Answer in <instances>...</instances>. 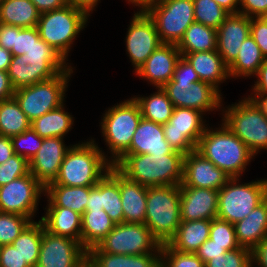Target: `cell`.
<instances>
[{"instance_id": "cell-1", "label": "cell", "mask_w": 267, "mask_h": 267, "mask_svg": "<svg viewBox=\"0 0 267 267\" xmlns=\"http://www.w3.org/2000/svg\"><path fill=\"white\" fill-rule=\"evenodd\" d=\"M184 155L172 151L166 155L122 154L112 165L126 178L141 185H180Z\"/></svg>"}, {"instance_id": "cell-2", "label": "cell", "mask_w": 267, "mask_h": 267, "mask_svg": "<svg viewBox=\"0 0 267 267\" xmlns=\"http://www.w3.org/2000/svg\"><path fill=\"white\" fill-rule=\"evenodd\" d=\"M94 142L91 139L71 146L65 154L57 179L49 185L95 186L113 165Z\"/></svg>"}, {"instance_id": "cell-3", "label": "cell", "mask_w": 267, "mask_h": 267, "mask_svg": "<svg viewBox=\"0 0 267 267\" xmlns=\"http://www.w3.org/2000/svg\"><path fill=\"white\" fill-rule=\"evenodd\" d=\"M68 67L66 60L39 38L24 55L12 56L7 72L16 90L52 79Z\"/></svg>"}, {"instance_id": "cell-4", "label": "cell", "mask_w": 267, "mask_h": 267, "mask_svg": "<svg viewBox=\"0 0 267 267\" xmlns=\"http://www.w3.org/2000/svg\"><path fill=\"white\" fill-rule=\"evenodd\" d=\"M196 151L230 178H239L254 157L248 147L224 123L218 130L206 127Z\"/></svg>"}, {"instance_id": "cell-5", "label": "cell", "mask_w": 267, "mask_h": 267, "mask_svg": "<svg viewBox=\"0 0 267 267\" xmlns=\"http://www.w3.org/2000/svg\"><path fill=\"white\" fill-rule=\"evenodd\" d=\"M180 197L179 185L147 187L145 224L161 245L168 243L180 226Z\"/></svg>"}, {"instance_id": "cell-6", "label": "cell", "mask_w": 267, "mask_h": 267, "mask_svg": "<svg viewBox=\"0 0 267 267\" xmlns=\"http://www.w3.org/2000/svg\"><path fill=\"white\" fill-rule=\"evenodd\" d=\"M89 16L70 4L41 13L37 24L40 38L66 60L71 44L87 24Z\"/></svg>"}, {"instance_id": "cell-7", "label": "cell", "mask_w": 267, "mask_h": 267, "mask_svg": "<svg viewBox=\"0 0 267 267\" xmlns=\"http://www.w3.org/2000/svg\"><path fill=\"white\" fill-rule=\"evenodd\" d=\"M239 178H229L218 191L217 218L235 224L267 198V179L238 184Z\"/></svg>"}, {"instance_id": "cell-8", "label": "cell", "mask_w": 267, "mask_h": 267, "mask_svg": "<svg viewBox=\"0 0 267 267\" xmlns=\"http://www.w3.org/2000/svg\"><path fill=\"white\" fill-rule=\"evenodd\" d=\"M72 69L69 66L52 79L15 90L13 97L30 122L63 104Z\"/></svg>"}, {"instance_id": "cell-9", "label": "cell", "mask_w": 267, "mask_h": 267, "mask_svg": "<svg viewBox=\"0 0 267 267\" xmlns=\"http://www.w3.org/2000/svg\"><path fill=\"white\" fill-rule=\"evenodd\" d=\"M138 103L128 99L108 109L101 122V130L111 151L113 164L131 145L133 134L141 121Z\"/></svg>"}, {"instance_id": "cell-10", "label": "cell", "mask_w": 267, "mask_h": 267, "mask_svg": "<svg viewBox=\"0 0 267 267\" xmlns=\"http://www.w3.org/2000/svg\"><path fill=\"white\" fill-rule=\"evenodd\" d=\"M223 123L255 155L267 150V117L259 112L246 98L232 104L224 111Z\"/></svg>"}, {"instance_id": "cell-11", "label": "cell", "mask_w": 267, "mask_h": 267, "mask_svg": "<svg viewBox=\"0 0 267 267\" xmlns=\"http://www.w3.org/2000/svg\"><path fill=\"white\" fill-rule=\"evenodd\" d=\"M146 12L154 21L162 43L178 45L186 29L195 22L193 0H162Z\"/></svg>"}, {"instance_id": "cell-12", "label": "cell", "mask_w": 267, "mask_h": 267, "mask_svg": "<svg viewBox=\"0 0 267 267\" xmlns=\"http://www.w3.org/2000/svg\"><path fill=\"white\" fill-rule=\"evenodd\" d=\"M96 247L106 253L139 255L152 251L159 254L161 244L145 223H119Z\"/></svg>"}, {"instance_id": "cell-13", "label": "cell", "mask_w": 267, "mask_h": 267, "mask_svg": "<svg viewBox=\"0 0 267 267\" xmlns=\"http://www.w3.org/2000/svg\"><path fill=\"white\" fill-rule=\"evenodd\" d=\"M201 111L174 107L169 121L163 124L166 141L177 152L187 155L196 150V146L205 131Z\"/></svg>"}, {"instance_id": "cell-14", "label": "cell", "mask_w": 267, "mask_h": 267, "mask_svg": "<svg viewBox=\"0 0 267 267\" xmlns=\"http://www.w3.org/2000/svg\"><path fill=\"white\" fill-rule=\"evenodd\" d=\"M45 188L31 174L0 186V212L32 218Z\"/></svg>"}, {"instance_id": "cell-15", "label": "cell", "mask_w": 267, "mask_h": 267, "mask_svg": "<svg viewBox=\"0 0 267 267\" xmlns=\"http://www.w3.org/2000/svg\"><path fill=\"white\" fill-rule=\"evenodd\" d=\"M87 251L80 242L50 233L42 223V238L36 267H84Z\"/></svg>"}, {"instance_id": "cell-16", "label": "cell", "mask_w": 267, "mask_h": 267, "mask_svg": "<svg viewBox=\"0 0 267 267\" xmlns=\"http://www.w3.org/2000/svg\"><path fill=\"white\" fill-rule=\"evenodd\" d=\"M162 88L174 107L195 109L204 114L222 106L220 90L203 81L184 83L170 80Z\"/></svg>"}, {"instance_id": "cell-17", "label": "cell", "mask_w": 267, "mask_h": 267, "mask_svg": "<svg viewBox=\"0 0 267 267\" xmlns=\"http://www.w3.org/2000/svg\"><path fill=\"white\" fill-rule=\"evenodd\" d=\"M161 43L155 23L147 12L135 13L126 37V50L135 71Z\"/></svg>"}, {"instance_id": "cell-18", "label": "cell", "mask_w": 267, "mask_h": 267, "mask_svg": "<svg viewBox=\"0 0 267 267\" xmlns=\"http://www.w3.org/2000/svg\"><path fill=\"white\" fill-rule=\"evenodd\" d=\"M230 177L196 150L184 155L183 179L179 186L220 190Z\"/></svg>"}, {"instance_id": "cell-19", "label": "cell", "mask_w": 267, "mask_h": 267, "mask_svg": "<svg viewBox=\"0 0 267 267\" xmlns=\"http://www.w3.org/2000/svg\"><path fill=\"white\" fill-rule=\"evenodd\" d=\"M63 138H44L42 146L29 161L30 173L46 188L54 183L60 171L65 154L70 147H65Z\"/></svg>"}, {"instance_id": "cell-20", "label": "cell", "mask_w": 267, "mask_h": 267, "mask_svg": "<svg viewBox=\"0 0 267 267\" xmlns=\"http://www.w3.org/2000/svg\"><path fill=\"white\" fill-rule=\"evenodd\" d=\"M251 18L241 13H229L217 31V52L229 67L237 58L239 48L250 35Z\"/></svg>"}, {"instance_id": "cell-21", "label": "cell", "mask_w": 267, "mask_h": 267, "mask_svg": "<svg viewBox=\"0 0 267 267\" xmlns=\"http://www.w3.org/2000/svg\"><path fill=\"white\" fill-rule=\"evenodd\" d=\"M181 56L177 45L161 43L135 73L156 88H162L172 80L175 66Z\"/></svg>"}, {"instance_id": "cell-22", "label": "cell", "mask_w": 267, "mask_h": 267, "mask_svg": "<svg viewBox=\"0 0 267 267\" xmlns=\"http://www.w3.org/2000/svg\"><path fill=\"white\" fill-rule=\"evenodd\" d=\"M181 221L212 220L218 213V190L180 186Z\"/></svg>"}, {"instance_id": "cell-23", "label": "cell", "mask_w": 267, "mask_h": 267, "mask_svg": "<svg viewBox=\"0 0 267 267\" xmlns=\"http://www.w3.org/2000/svg\"><path fill=\"white\" fill-rule=\"evenodd\" d=\"M172 151L165 139L163 125L141 118L131 145L123 154L166 155Z\"/></svg>"}, {"instance_id": "cell-24", "label": "cell", "mask_w": 267, "mask_h": 267, "mask_svg": "<svg viewBox=\"0 0 267 267\" xmlns=\"http://www.w3.org/2000/svg\"><path fill=\"white\" fill-rule=\"evenodd\" d=\"M124 223L144 224L146 216L147 186L126 178L119 172Z\"/></svg>"}, {"instance_id": "cell-25", "label": "cell", "mask_w": 267, "mask_h": 267, "mask_svg": "<svg viewBox=\"0 0 267 267\" xmlns=\"http://www.w3.org/2000/svg\"><path fill=\"white\" fill-rule=\"evenodd\" d=\"M234 228L239 246L251 251L267 238V198Z\"/></svg>"}, {"instance_id": "cell-26", "label": "cell", "mask_w": 267, "mask_h": 267, "mask_svg": "<svg viewBox=\"0 0 267 267\" xmlns=\"http://www.w3.org/2000/svg\"><path fill=\"white\" fill-rule=\"evenodd\" d=\"M194 68L200 81L206 82L219 90V83L230 78L228 66L221 55L215 51H201L181 54Z\"/></svg>"}, {"instance_id": "cell-27", "label": "cell", "mask_w": 267, "mask_h": 267, "mask_svg": "<svg viewBox=\"0 0 267 267\" xmlns=\"http://www.w3.org/2000/svg\"><path fill=\"white\" fill-rule=\"evenodd\" d=\"M82 215L63 207H47L41 217L44 228L52 234L69 237L81 243Z\"/></svg>"}, {"instance_id": "cell-28", "label": "cell", "mask_w": 267, "mask_h": 267, "mask_svg": "<svg viewBox=\"0 0 267 267\" xmlns=\"http://www.w3.org/2000/svg\"><path fill=\"white\" fill-rule=\"evenodd\" d=\"M211 220L181 221L175 235L167 243L171 248L184 253H195L209 238Z\"/></svg>"}, {"instance_id": "cell-29", "label": "cell", "mask_w": 267, "mask_h": 267, "mask_svg": "<svg viewBox=\"0 0 267 267\" xmlns=\"http://www.w3.org/2000/svg\"><path fill=\"white\" fill-rule=\"evenodd\" d=\"M49 200L48 207H63L83 214L90 194V186L48 185L45 194Z\"/></svg>"}, {"instance_id": "cell-30", "label": "cell", "mask_w": 267, "mask_h": 267, "mask_svg": "<svg viewBox=\"0 0 267 267\" xmlns=\"http://www.w3.org/2000/svg\"><path fill=\"white\" fill-rule=\"evenodd\" d=\"M81 222V245L86 251L96 247L115 226L104 210H85Z\"/></svg>"}, {"instance_id": "cell-31", "label": "cell", "mask_w": 267, "mask_h": 267, "mask_svg": "<svg viewBox=\"0 0 267 267\" xmlns=\"http://www.w3.org/2000/svg\"><path fill=\"white\" fill-rule=\"evenodd\" d=\"M40 12L30 0H0V23L21 28L37 27Z\"/></svg>"}, {"instance_id": "cell-32", "label": "cell", "mask_w": 267, "mask_h": 267, "mask_svg": "<svg viewBox=\"0 0 267 267\" xmlns=\"http://www.w3.org/2000/svg\"><path fill=\"white\" fill-rule=\"evenodd\" d=\"M160 255L156 253L122 255L101 252L97 247L87 251V261L93 267H151Z\"/></svg>"}, {"instance_id": "cell-33", "label": "cell", "mask_w": 267, "mask_h": 267, "mask_svg": "<svg viewBox=\"0 0 267 267\" xmlns=\"http://www.w3.org/2000/svg\"><path fill=\"white\" fill-rule=\"evenodd\" d=\"M73 122V117L65 112L62 104L33 120L30 127L43 139L50 137L64 138L63 136L72 129Z\"/></svg>"}, {"instance_id": "cell-34", "label": "cell", "mask_w": 267, "mask_h": 267, "mask_svg": "<svg viewBox=\"0 0 267 267\" xmlns=\"http://www.w3.org/2000/svg\"><path fill=\"white\" fill-rule=\"evenodd\" d=\"M181 54L215 51L217 49V31L212 27L193 22L185 31L177 45Z\"/></svg>"}, {"instance_id": "cell-35", "label": "cell", "mask_w": 267, "mask_h": 267, "mask_svg": "<svg viewBox=\"0 0 267 267\" xmlns=\"http://www.w3.org/2000/svg\"><path fill=\"white\" fill-rule=\"evenodd\" d=\"M265 61L261 49L249 35L239 48L238 56L228 67L229 75L234 77L256 75L260 66Z\"/></svg>"}, {"instance_id": "cell-36", "label": "cell", "mask_w": 267, "mask_h": 267, "mask_svg": "<svg viewBox=\"0 0 267 267\" xmlns=\"http://www.w3.org/2000/svg\"><path fill=\"white\" fill-rule=\"evenodd\" d=\"M101 207L115 224L124 223L119 191V171L114 166L101 179Z\"/></svg>"}, {"instance_id": "cell-37", "label": "cell", "mask_w": 267, "mask_h": 267, "mask_svg": "<svg viewBox=\"0 0 267 267\" xmlns=\"http://www.w3.org/2000/svg\"><path fill=\"white\" fill-rule=\"evenodd\" d=\"M39 38L37 27L21 28L1 23L0 46L9 50L12 56L24 55Z\"/></svg>"}, {"instance_id": "cell-38", "label": "cell", "mask_w": 267, "mask_h": 267, "mask_svg": "<svg viewBox=\"0 0 267 267\" xmlns=\"http://www.w3.org/2000/svg\"><path fill=\"white\" fill-rule=\"evenodd\" d=\"M149 97H133L138 103L142 118L158 124H165L172 116L174 105L163 88Z\"/></svg>"}, {"instance_id": "cell-39", "label": "cell", "mask_w": 267, "mask_h": 267, "mask_svg": "<svg viewBox=\"0 0 267 267\" xmlns=\"http://www.w3.org/2000/svg\"><path fill=\"white\" fill-rule=\"evenodd\" d=\"M30 124L14 97L0 101V136L14 137L28 130Z\"/></svg>"}, {"instance_id": "cell-40", "label": "cell", "mask_w": 267, "mask_h": 267, "mask_svg": "<svg viewBox=\"0 0 267 267\" xmlns=\"http://www.w3.org/2000/svg\"><path fill=\"white\" fill-rule=\"evenodd\" d=\"M42 238V221L34 220L12 242L29 267H36Z\"/></svg>"}, {"instance_id": "cell-41", "label": "cell", "mask_w": 267, "mask_h": 267, "mask_svg": "<svg viewBox=\"0 0 267 267\" xmlns=\"http://www.w3.org/2000/svg\"><path fill=\"white\" fill-rule=\"evenodd\" d=\"M195 22L218 29L229 14L213 0H193Z\"/></svg>"}, {"instance_id": "cell-42", "label": "cell", "mask_w": 267, "mask_h": 267, "mask_svg": "<svg viewBox=\"0 0 267 267\" xmlns=\"http://www.w3.org/2000/svg\"><path fill=\"white\" fill-rule=\"evenodd\" d=\"M31 222L19 214L0 212V246L12 244Z\"/></svg>"}, {"instance_id": "cell-43", "label": "cell", "mask_w": 267, "mask_h": 267, "mask_svg": "<svg viewBox=\"0 0 267 267\" xmlns=\"http://www.w3.org/2000/svg\"><path fill=\"white\" fill-rule=\"evenodd\" d=\"M209 239L213 240V243L224 246L227 251L240 247L237 242L234 224L220 218L211 220Z\"/></svg>"}, {"instance_id": "cell-44", "label": "cell", "mask_w": 267, "mask_h": 267, "mask_svg": "<svg viewBox=\"0 0 267 267\" xmlns=\"http://www.w3.org/2000/svg\"><path fill=\"white\" fill-rule=\"evenodd\" d=\"M159 255L164 267H205L195 253L179 252L167 243L161 245Z\"/></svg>"}, {"instance_id": "cell-45", "label": "cell", "mask_w": 267, "mask_h": 267, "mask_svg": "<svg viewBox=\"0 0 267 267\" xmlns=\"http://www.w3.org/2000/svg\"><path fill=\"white\" fill-rule=\"evenodd\" d=\"M11 141L14 153L30 161L42 146L43 138L30 127L23 133L11 137Z\"/></svg>"}, {"instance_id": "cell-46", "label": "cell", "mask_w": 267, "mask_h": 267, "mask_svg": "<svg viewBox=\"0 0 267 267\" xmlns=\"http://www.w3.org/2000/svg\"><path fill=\"white\" fill-rule=\"evenodd\" d=\"M251 250L239 247L209 260L205 267H252Z\"/></svg>"}, {"instance_id": "cell-47", "label": "cell", "mask_w": 267, "mask_h": 267, "mask_svg": "<svg viewBox=\"0 0 267 267\" xmlns=\"http://www.w3.org/2000/svg\"><path fill=\"white\" fill-rule=\"evenodd\" d=\"M30 173L29 161L14 154L7 161L0 164V186Z\"/></svg>"}, {"instance_id": "cell-48", "label": "cell", "mask_w": 267, "mask_h": 267, "mask_svg": "<svg viewBox=\"0 0 267 267\" xmlns=\"http://www.w3.org/2000/svg\"><path fill=\"white\" fill-rule=\"evenodd\" d=\"M250 35L261 49L265 59H267V24L261 17L251 18Z\"/></svg>"}, {"instance_id": "cell-49", "label": "cell", "mask_w": 267, "mask_h": 267, "mask_svg": "<svg viewBox=\"0 0 267 267\" xmlns=\"http://www.w3.org/2000/svg\"><path fill=\"white\" fill-rule=\"evenodd\" d=\"M172 81L184 82V83H196L199 82L200 79L197 73L194 71L193 66L183 56H181L175 66V71Z\"/></svg>"}, {"instance_id": "cell-50", "label": "cell", "mask_w": 267, "mask_h": 267, "mask_svg": "<svg viewBox=\"0 0 267 267\" xmlns=\"http://www.w3.org/2000/svg\"><path fill=\"white\" fill-rule=\"evenodd\" d=\"M0 267H29L26 260L12 245L0 246Z\"/></svg>"}, {"instance_id": "cell-51", "label": "cell", "mask_w": 267, "mask_h": 267, "mask_svg": "<svg viewBox=\"0 0 267 267\" xmlns=\"http://www.w3.org/2000/svg\"><path fill=\"white\" fill-rule=\"evenodd\" d=\"M241 9L239 13L247 17H261L267 13V0H239Z\"/></svg>"}, {"instance_id": "cell-52", "label": "cell", "mask_w": 267, "mask_h": 267, "mask_svg": "<svg viewBox=\"0 0 267 267\" xmlns=\"http://www.w3.org/2000/svg\"><path fill=\"white\" fill-rule=\"evenodd\" d=\"M224 246L213 243V240L207 239L195 252V254L206 264L212 258H217L226 253Z\"/></svg>"}, {"instance_id": "cell-53", "label": "cell", "mask_w": 267, "mask_h": 267, "mask_svg": "<svg viewBox=\"0 0 267 267\" xmlns=\"http://www.w3.org/2000/svg\"><path fill=\"white\" fill-rule=\"evenodd\" d=\"M251 260L260 267H267V238L262 240L252 251Z\"/></svg>"}, {"instance_id": "cell-54", "label": "cell", "mask_w": 267, "mask_h": 267, "mask_svg": "<svg viewBox=\"0 0 267 267\" xmlns=\"http://www.w3.org/2000/svg\"><path fill=\"white\" fill-rule=\"evenodd\" d=\"M85 210H103V207H101V180L95 186H90V194Z\"/></svg>"}, {"instance_id": "cell-55", "label": "cell", "mask_w": 267, "mask_h": 267, "mask_svg": "<svg viewBox=\"0 0 267 267\" xmlns=\"http://www.w3.org/2000/svg\"><path fill=\"white\" fill-rule=\"evenodd\" d=\"M40 13L60 9L68 4L67 0H30Z\"/></svg>"}, {"instance_id": "cell-56", "label": "cell", "mask_w": 267, "mask_h": 267, "mask_svg": "<svg viewBox=\"0 0 267 267\" xmlns=\"http://www.w3.org/2000/svg\"><path fill=\"white\" fill-rule=\"evenodd\" d=\"M15 89L12 87L8 72L0 70V101L13 98Z\"/></svg>"}, {"instance_id": "cell-57", "label": "cell", "mask_w": 267, "mask_h": 267, "mask_svg": "<svg viewBox=\"0 0 267 267\" xmlns=\"http://www.w3.org/2000/svg\"><path fill=\"white\" fill-rule=\"evenodd\" d=\"M254 95L246 98L253 106L267 117V94L253 90Z\"/></svg>"}, {"instance_id": "cell-58", "label": "cell", "mask_w": 267, "mask_h": 267, "mask_svg": "<svg viewBox=\"0 0 267 267\" xmlns=\"http://www.w3.org/2000/svg\"><path fill=\"white\" fill-rule=\"evenodd\" d=\"M256 76L257 81L253 86V90L267 94V59L260 66Z\"/></svg>"}, {"instance_id": "cell-59", "label": "cell", "mask_w": 267, "mask_h": 267, "mask_svg": "<svg viewBox=\"0 0 267 267\" xmlns=\"http://www.w3.org/2000/svg\"><path fill=\"white\" fill-rule=\"evenodd\" d=\"M14 154L11 138L0 136V164L7 161Z\"/></svg>"}, {"instance_id": "cell-60", "label": "cell", "mask_w": 267, "mask_h": 267, "mask_svg": "<svg viewBox=\"0 0 267 267\" xmlns=\"http://www.w3.org/2000/svg\"><path fill=\"white\" fill-rule=\"evenodd\" d=\"M99 1L100 0H67L68 4L85 11L88 15H90V11H93Z\"/></svg>"}, {"instance_id": "cell-61", "label": "cell", "mask_w": 267, "mask_h": 267, "mask_svg": "<svg viewBox=\"0 0 267 267\" xmlns=\"http://www.w3.org/2000/svg\"><path fill=\"white\" fill-rule=\"evenodd\" d=\"M219 4L228 13H239L240 8H236L239 0H213Z\"/></svg>"}, {"instance_id": "cell-62", "label": "cell", "mask_w": 267, "mask_h": 267, "mask_svg": "<svg viewBox=\"0 0 267 267\" xmlns=\"http://www.w3.org/2000/svg\"><path fill=\"white\" fill-rule=\"evenodd\" d=\"M12 54L9 50L0 46V70L8 71L9 65L11 63Z\"/></svg>"}, {"instance_id": "cell-63", "label": "cell", "mask_w": 267, "mask_h": 267, "mask_svg": "<svg viewBox=\"0 0 267 267\" xmlns=\"http://www.w3.org/2000/svg\"><path fill=\"white\" fill-rule=\"evenodd\" d=\"M162 0H128L136 6L141 7L140 11L146 12L151 6L160 3Z\"/></svg>"}, {"instance_id": "cell-64", "label": "cell", "mask_w": 267, "mask_h": 267, "mask_svg": "<svg viewBox=\"0 0 267 267\" xmlns=\"http://www.w3.org/2000/svg\"><path fill=\"white\" fill-rule=\"evenodd\" d=\"M151 267H164L161 259L159 258Z\"/></svg>"}, {"instance_id": "cell-65", "label": "cell", "mask_w": 267, "mask_h": 267, "mask_svg": "<svg viewBox=\"0 0 267 267\" xmlns=\"http://www.w3.org/2000/svg\"><path fill=\"white\" fill-rule=\"evenodd\" d=\"M261 18L263 19V21L267 24V13L263 14L261 16Z\"/></svg>"}, {"instance_id": "cell-66", "label": "cell", "mask_w": 267, "mask_h": 267, "mask_svg": "<svg viewBox=\"0 0 267 267\" xmlns=\"http://www.w3.org/2000/svg\"><path fill=\"white\" fill-rule=\"evenodd\" d=\"M85 267H93L87 260H86V262H85V265H84Z\"/></svg>"}]
</instances>
